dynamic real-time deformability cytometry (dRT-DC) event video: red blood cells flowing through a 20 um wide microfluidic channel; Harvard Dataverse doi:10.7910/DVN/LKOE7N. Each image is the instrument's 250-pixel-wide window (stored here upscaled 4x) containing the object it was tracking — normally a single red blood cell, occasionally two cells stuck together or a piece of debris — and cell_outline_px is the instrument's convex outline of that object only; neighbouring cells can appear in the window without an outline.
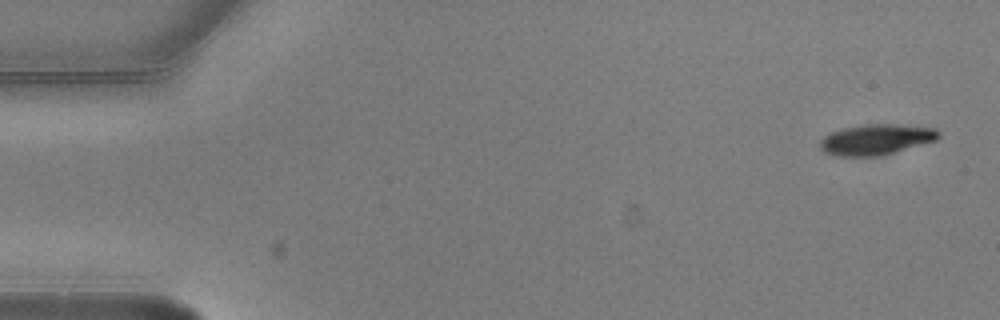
{"species": "common noctule bat (a hibernating species)", "species_latin": "Nyctalus noctula", "temperature_condition": "warm", "stored_images_in_passage": 3, "camera_frame_rate_fps": 3000, "um_per_image_px": 0.085, "animal": {"sex": "male", "body_mass_g": 20.5, "forearm_length_mm": 52.5}, "frame": {"image": 1, "passage_image": 1, "time_ms": 0.0, "image_size_px": [1000, 320], "cell_outline_px": [[940, 136], [936, 140], [880, 156], [836, 156], [824, 152], [820, 148], [820, 140], [824, 136], [832, 132], [844, 128], [864, 124], [892, 124], [936, 128], [940, 132]], "centroid_in_image_um": [74.46, 11.86], "position_along_channel_um": 10.5, "area_um2": 21.04}}